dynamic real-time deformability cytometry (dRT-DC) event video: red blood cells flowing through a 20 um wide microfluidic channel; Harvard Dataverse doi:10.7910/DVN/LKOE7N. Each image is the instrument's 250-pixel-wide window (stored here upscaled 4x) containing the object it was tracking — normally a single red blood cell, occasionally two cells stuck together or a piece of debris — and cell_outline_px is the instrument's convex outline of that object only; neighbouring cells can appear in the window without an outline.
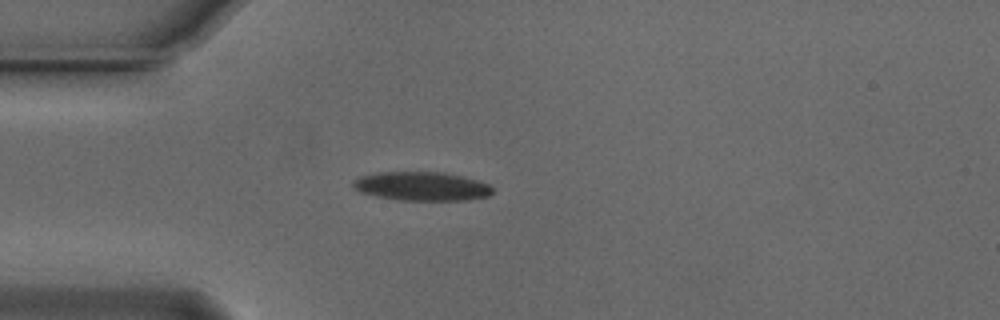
{"species": "Egyptian fruit bat (a non-hibernating species)", "species_latin": "Rousettus aegyptiacus", "temperature_condition": "cold", "stored_images_in_passage": 33, "camera_frame_rate_fps": 3000, "um_per_image_px": 0.085, "animal": {"sex": "male"}, "frame": {"image": 1, "passage_image": 1, "time_ms": 0.0, "image_size_px": [1000, 320], "cell_outline_px": [[492, 192], [488, 196], [464, 200], [400, 200], [376, 196], [360, 192], [352, 188], [352, 180], [360, 176], [380, 172], [444, 172], [464, 176], [488, 184], [492, 188]], "centroid_in_image_um": [35.8, 15.82], "position_along_channel_um": 49.2, "area_um2": 23.47}}
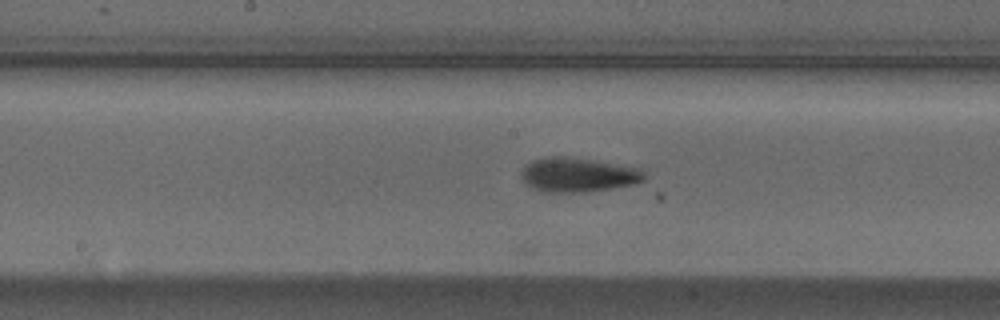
{"frame": {"image": 2, "passage_image": 14, "time_ms": 4.333, "image_size_px": [1000, 320], "cell_outline_px": [[644, 180], [636, 184], [612, 188], [584, 192], [548, 192], [532, 188], [524, 184], [520, 176], [520, 172], [524, 164], [532, 160], [548, 156], [564, 156], [592, 160], [640, 168], [644, 172]], "centroid_in_image_um": [49.07, 14.86], "position_along_channel_um": 199.1, "area_um2": 24.8}}
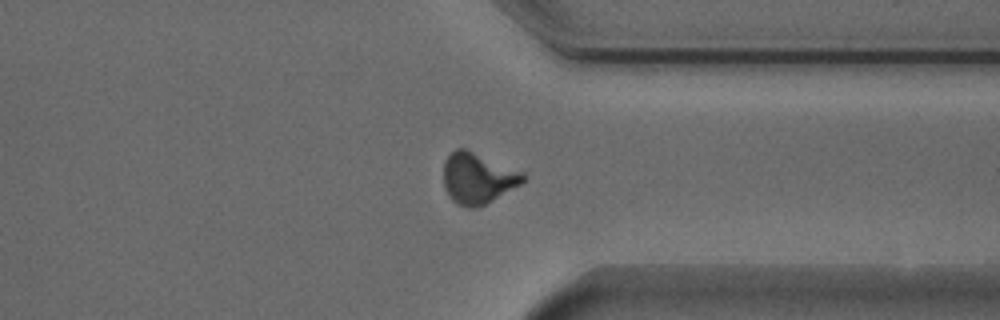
{"frame": {"image": 3, "passage_image": 28, "time_ms": 9.0, "image_size_px": [1000, 320], "cell_outline_px": [[528, 176], [520, 184], [484, 204], [476, 208], [464, 208], [456, 204], [448, 196], [444, 188], [444, 160], [456, 148], [464, 148], [524, 172]], "centroid_in_image_um": [40.58, 15.16], "position_along_channel_um": 370.8, "area_um2": 23.52}, "authors_computed_cell_mechanics": {"area_um2": 23.987, "velocity_mm_per_s": 3.7329, "shape_relaxation_time_tau1_ms": 4.044, "shape_relaxation_time_tau2_ms": 4.6605, "deformation_change_tau1": 0.1486, "deformation_change_tau2": 0.1195}}